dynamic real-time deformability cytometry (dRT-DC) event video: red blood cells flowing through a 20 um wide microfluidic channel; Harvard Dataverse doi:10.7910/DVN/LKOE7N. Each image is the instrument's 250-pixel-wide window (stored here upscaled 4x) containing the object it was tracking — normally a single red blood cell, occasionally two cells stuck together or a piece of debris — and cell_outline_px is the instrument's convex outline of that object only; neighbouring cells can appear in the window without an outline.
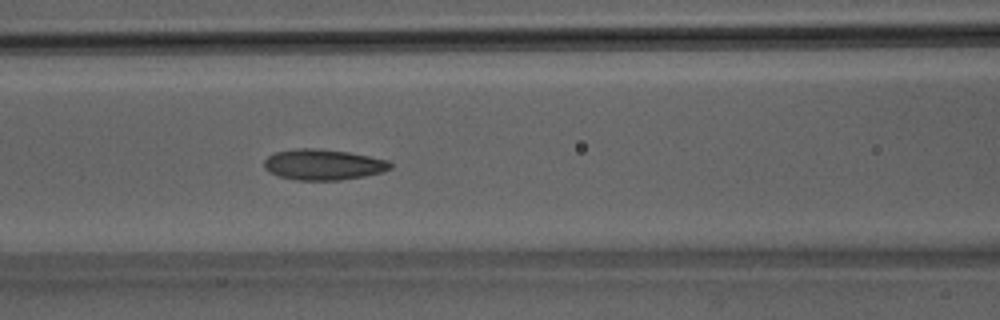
{"species": "Egyptian fruit bat (a non-hibernating species)", "species_latin": "Rousettus aegyptiacus", "temperature_condition": "room temperature", "stored_images_in_passage": 50, "camera_frame_rate_fps": 3000, "um_per_image_px": 0.085, "animal": {"sex": "male"}, "frame": {"image": 1, "passage_image": 22, "time_ms": 7.0, "image_size_px": [1000, 320], "cell_outline_px": [[392, 168], [380, 172], [364, 176], [340, 180], [296, 180], [280, 176], [268, 172], [264, 168], [264, 160], [268, 156], [276, 152], [296, 148], [316, 148], [348, 152], [388, 160], [392, 164]], "centroid_in_image_um": [27.45, 13.99], "position_along_channel_um": 139.2, "area_um2": 22.54}}
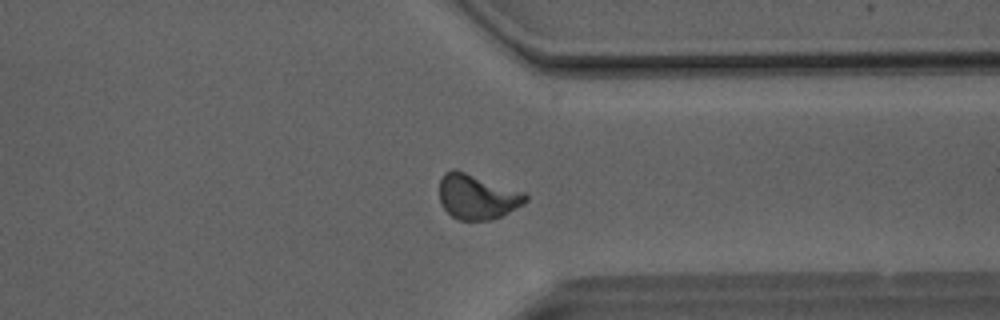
{"frame": {"image": 2, "passage_image": 39, "time_ms": 12.667, "image_size_px": [1000, 320], "cell_outline_px": [[528, 200], [524, 204], [492, 220], [460, 220], [452, 216], [440, 204], [440, 180], [444, 172], [452, 168], [456, 168], [524, 192], [528, 196]], "centroid_in_image_um": [40.55, 16.7], "position_along_channel_um": 370.9, "area_um2": 22.72}}
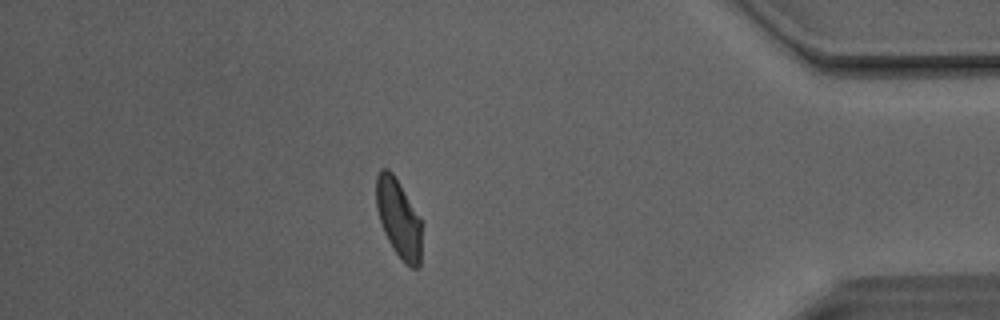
{"frame": {"image": 3, "passage_image": 44, "time_ms": 14.333, "image_size_px": [1000, 320], "cell_outline_px": [[420, 268], [412, 268], [404, 264], [392, 248], [384, 232], [376, 208], [376, 176], [380, 168], [388, 168], [392, 172], [420, 220]], "centroid_in_image_um": [33.84, 18.59], "position_along_channel_um": 401.4, "area_um2": 20.4}, "authors_computed_cell_mechanics": {"area_um2": 22.3975, "velocity_mm_per_s": 4.1116, "shape_relaxation_time_tau1_ms": 5.658, "shape_relaxation_time_tau2_ms": 1.9116, "deformation_change_tau1": 0.1455, "deformation_change_tau2": 0.0791}}